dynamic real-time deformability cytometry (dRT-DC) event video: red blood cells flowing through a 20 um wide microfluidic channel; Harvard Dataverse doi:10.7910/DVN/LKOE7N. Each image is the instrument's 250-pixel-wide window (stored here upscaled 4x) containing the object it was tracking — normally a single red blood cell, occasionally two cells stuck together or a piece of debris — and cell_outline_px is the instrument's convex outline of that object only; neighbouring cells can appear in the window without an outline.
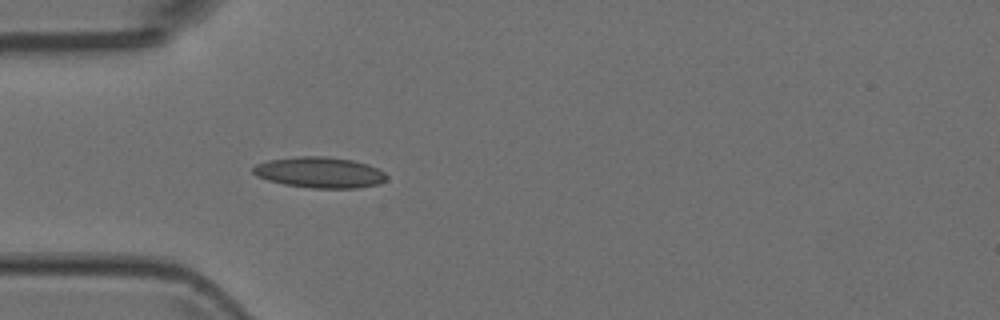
{"species": "Egyptian fruit bat (a non-hibernating species)", "species_latin": "Rousettus aegyptiacus", "temperature_condition": "room temperature", "stored_images_in_passage": 5, "camera_frame_rate_fps": 3000, "um_per_image_px": 0.085, "animal": {"sex": "female"}, "frame": {"image": 1, "passage_image": 5, "time_ms": 1.333, "image_size_px": [1000, 320], "cell_outline_px": [[388, 176], [380, 184], [360, 188], [312, 188], [284, 184], [268, 180], [256, 176], [252, 172], [252, 168], [256, 164], [268, 160], [296, 156], [324, 156], [352, 160], [368, 164], [384, 172]], "centroid_in_image_um": [27.16, 14.66], "position_along_channel_um": 57.8, "area_um2": 24.1}}